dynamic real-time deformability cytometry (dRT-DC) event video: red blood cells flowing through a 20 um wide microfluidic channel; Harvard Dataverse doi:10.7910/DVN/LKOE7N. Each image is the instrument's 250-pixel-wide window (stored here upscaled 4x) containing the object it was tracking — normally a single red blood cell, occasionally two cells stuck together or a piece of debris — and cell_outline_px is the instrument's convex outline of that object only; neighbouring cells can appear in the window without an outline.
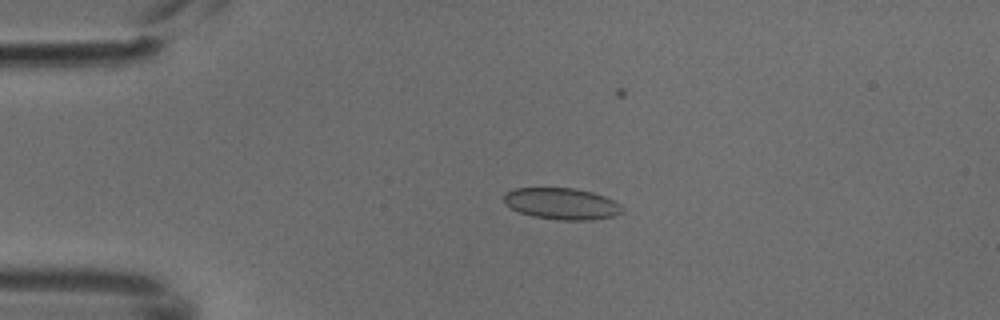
{"species": "common noctule bat (a hibernating species)", "species_latin": "Nyctalus noctula", "temperature_condition": "cold", "stored_images_in_passage": 6, "camera_frame_rate_fps": 3000, "um_per_image_px": 0.085, "animal": {"sex": "male", "body_mass_g": 18.8}, "frame": {"image": 1, "passage_image": 4, "time_ms": 1.0, "image_size_px": [1000, 320], "cell_outline_px": [[624, 212], [616, 216], [592, 220], [556, 220], [532, 216], [520, 212], [504, 204], [504, 192], [516, 188], [576, 188], [592, 192], [604, 196], [620, 204], [624, 208]], "centroid_in_image_um": [47.77, 17.32], "position_along_channel_um": 37.2, "area_um2": 21.96}}